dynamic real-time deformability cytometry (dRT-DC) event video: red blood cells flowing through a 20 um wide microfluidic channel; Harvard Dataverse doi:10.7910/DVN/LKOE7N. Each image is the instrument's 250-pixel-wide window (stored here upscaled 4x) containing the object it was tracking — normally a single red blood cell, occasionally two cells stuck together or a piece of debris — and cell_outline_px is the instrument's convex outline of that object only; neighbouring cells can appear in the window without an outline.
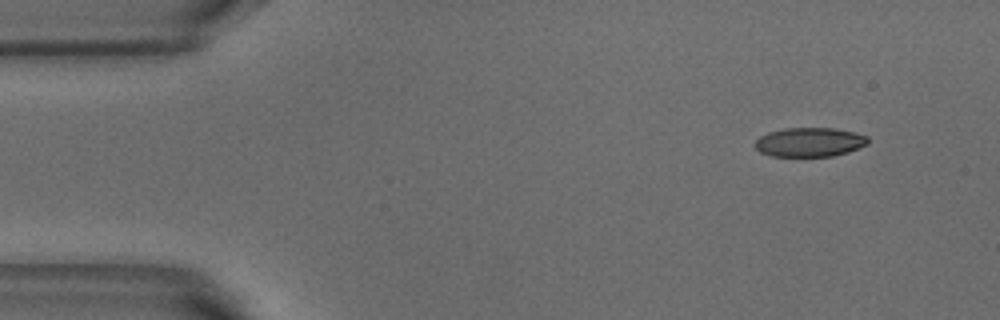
{"species": "common noctule bat (a hibernating species)", "species_latin": "Nyctalus noctula", "temperature_condition": "warm", "stored_images_in_passage": 4, "camera_frame_rate_fps": 3000, "um_per_image_px": 0.085, "animal": {"sex": "male", "body_mass_g": 18.8}, "frame": {"image": 1, "passage_image": 1, "time_ms": 0.0, "image_size_px": [1000, 320], "cell_outline_px": [[868, 144], [848, 152], [832, 156], [772, 156], [760, 152], [756, 148], [756, 140], [760, 136], [768, 132], [784, 128], [832, 128], [852, 132], [868, 136]], "centroid_in_image_um": [68.81, 12.08], "position_along_channel_um": 16.2, "area_um2": 19.07}}
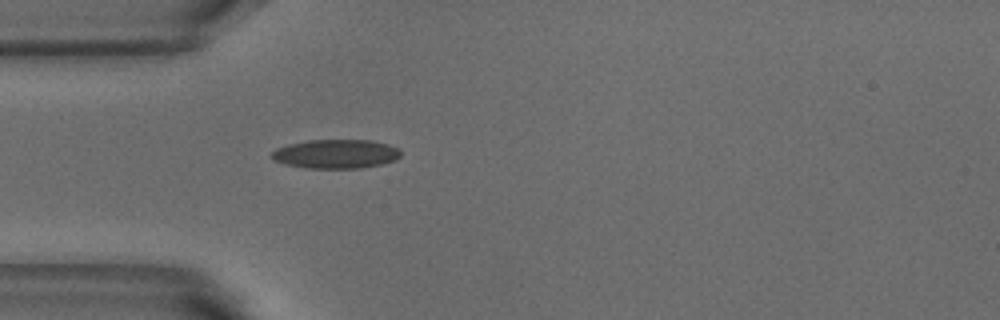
{"frame": {"image": 2, "passage_image": 4, "time_ms": 1.0, "image_size_px": [1000, 320], "cell_outline_px": [[400, 156], [396, 160], [380, 164], [360, 168], [308, 168], [284, 164], [272, 160], [268, 156], [276, 148], [288, 144], [308, 140], [372, 140], [388, 144], [400, 148]], "centroid_in_image_um": [28.52, 13.08], "position_along_channel_um": 56.5, "area_um2": 22.02}}